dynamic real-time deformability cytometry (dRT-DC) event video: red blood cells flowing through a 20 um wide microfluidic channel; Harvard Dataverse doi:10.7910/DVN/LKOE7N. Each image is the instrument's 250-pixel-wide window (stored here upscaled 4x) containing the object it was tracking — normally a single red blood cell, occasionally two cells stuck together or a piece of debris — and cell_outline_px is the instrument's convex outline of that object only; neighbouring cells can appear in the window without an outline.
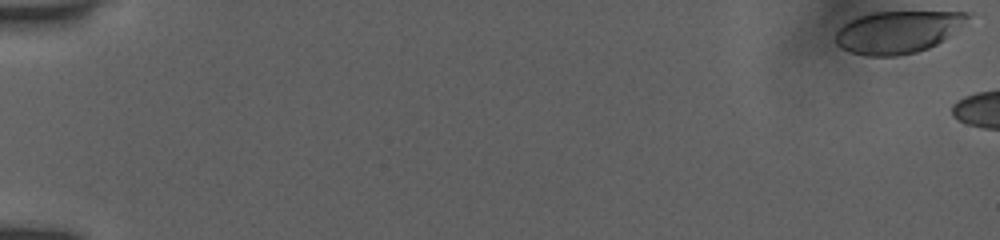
{"species": "human", "species_latin": "Homo sapiens", "temperature_condition": "room temperature", "stored_images_in_passage": 8, "camera_frame_rate_fps": 3000, "um_per_image_px": 0.085, "donor": {"sex": "female"}, "frame": {"image": 1, "passage_image": 1, "time_ms": 0.0, "image_size_px": [1000, 240], "cell_outline_px": [[968, 16], [936, 44], [928, 48], [916, 52], [896, 56], [868, 56], [852, 52], [840, 48], [836, 44], [836, 32], [844, 24], [860, 16], [872, 12], [968, 12]], "centroid_in_image_um": [76.19, 2.73], "position_along_channel_um": 8.8, "area_um2": 31.5}}